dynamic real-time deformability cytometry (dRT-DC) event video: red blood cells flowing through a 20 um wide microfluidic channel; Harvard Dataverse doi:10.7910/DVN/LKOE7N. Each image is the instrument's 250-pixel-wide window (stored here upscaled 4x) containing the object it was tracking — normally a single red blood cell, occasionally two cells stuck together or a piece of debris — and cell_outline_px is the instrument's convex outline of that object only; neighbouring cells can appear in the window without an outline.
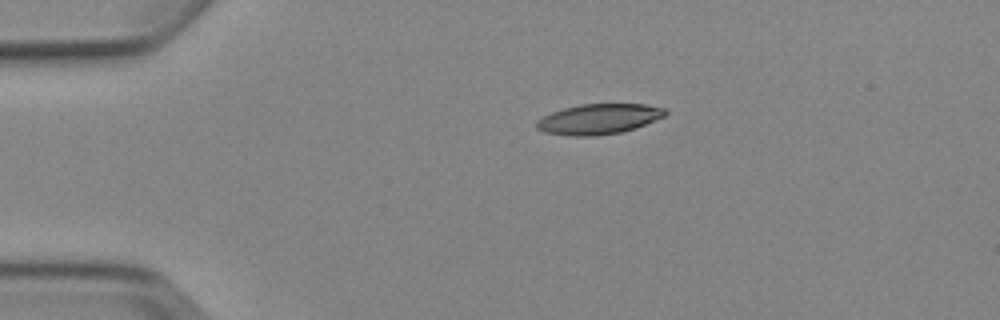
{"species": "Egyptian fruit bat (a non-hibernating species)", "species_latin": "Rousettus aegyptiacus", "temperature_condition": "cold", "stored_images_in_passage": 4, "camera_frame_rate_fps": 3000, "um_per_image_px": 0.085, "animal": {"sex": "female"}, "frame": {"image": 1, "passage_image": 1, "time_ms": 0.0, "image_size_px": [1000, 320], "cell_outline_px": [[668, 112], [664, 116], [644, 124], [620, 132], [596, 136], [568, 136], [544, 132], [536, 128], [536, 120], [552, 112], [564, 108], [580, 104], [644, 104], [664, 108]], "centroid_in_image_um": [50.84, 10.12], "position_along_channel_um": 34.2, "area_um2": 22.54}}
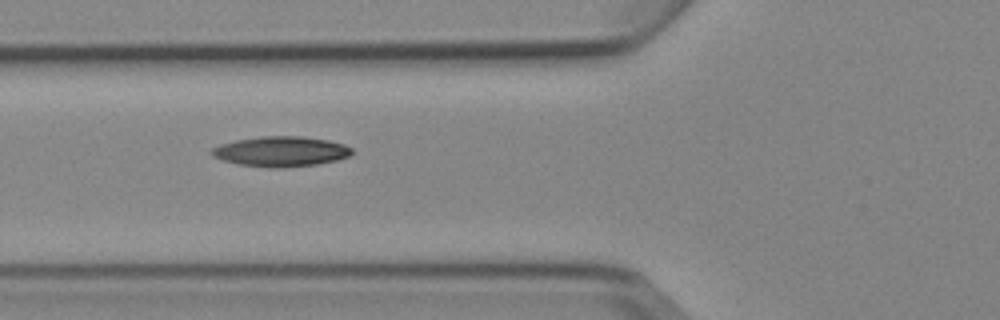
{"frame": {"image": 2, "passage_image": 3, "time_ms": 3.0, "image_size_px": [1000, 320], "cell_outline_px": [[352, 156], [336, 160], [316, 164], [280, 168], [272, 168], [240, 164], [224, 160], [212, 156], [208, 152], [212, 148], [220, 144], [236, 140], [260, 136], [300, 136], [328, 140], [344, 144], [352, 148]], "centroid_in_image_um": [23.88, 12.87], "position_along_channel_um": 101.9, "area_um2": 24.62}}
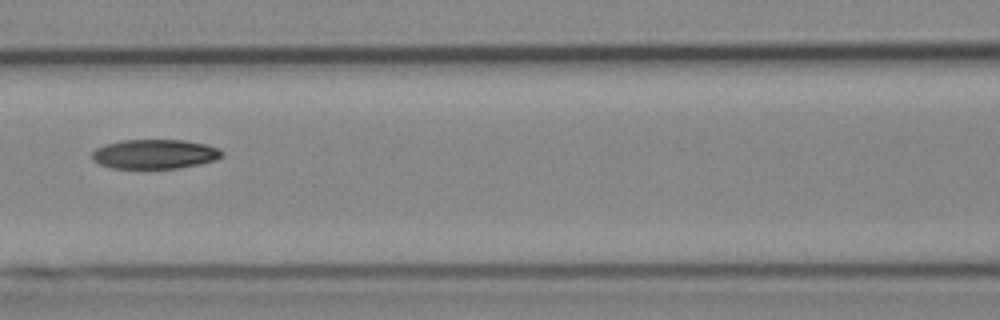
{"frame": {"image": 3, "passage_image": 4, "time_ms": 4.333, "image_size_px": [1000, 320], "cell_outline_px": [[224, 152], [216, 160], [200, 164], [180, 168], [112, 168], [100, 164], [92, 160], [92, 152], [96, 148], [104, 144], [120, 140], [184, 140], [208, 144], [220, 148]], "centroid_in_image_um": [13.16, 13.09], "position_along_channel_um": 153.4, "area_um2": 22.48}}